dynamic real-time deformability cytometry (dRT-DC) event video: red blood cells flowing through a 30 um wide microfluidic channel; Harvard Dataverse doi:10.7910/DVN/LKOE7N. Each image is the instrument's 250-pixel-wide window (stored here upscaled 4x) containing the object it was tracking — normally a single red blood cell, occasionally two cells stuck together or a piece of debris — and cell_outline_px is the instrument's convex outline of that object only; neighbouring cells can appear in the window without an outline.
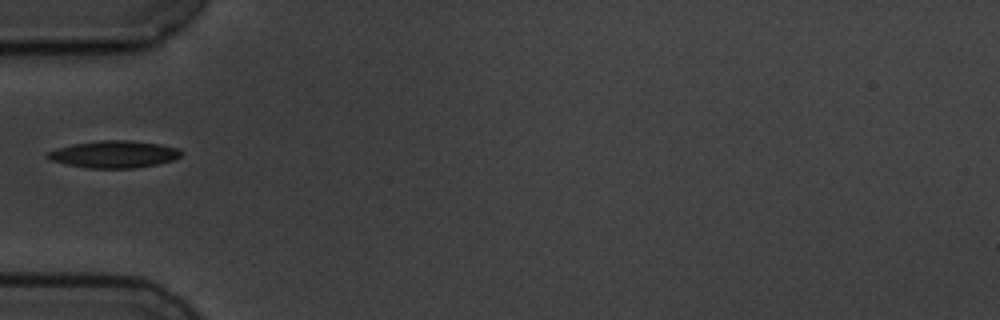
{"species": "common noctule bat (a hibernating species)", "species_latin": "Nyctalus noctula", "temperature_condition": "cold", "stored_images_in_passage": 11, "camera_frame_rate_fps": 3000, "um_per_image_px": 0.085, "animal": {"sex": "male", "body_mass_g": 19.5, "forearm_length_mm": 54.6}, "frame": {"image": 1, "passage_image": 2, "time_ms": 2.0, "image_size_px": [1000, 320], "cell_outline_px": [[184, 152], [180, 156], [172, 160], [156, 164], [132, 168], [88, 168], [48, 160], [44, 156], [48, 152], [72, 144], [100, 140], [128, 140], [160, 144], [180, 148]], "centroid_in_image_um": [9.7, 13.1], "position_along_channel_um": 75.3, "area_um2": 21.04}}
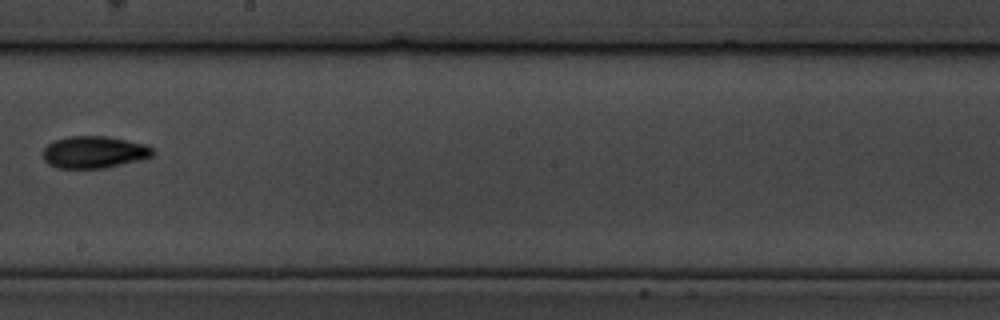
{"frame": {"image": 2, "passage_image": 6, "time_ms": 6.667, "image_size_px": [1000, 320], "cell_outline_px": [[156, 152], [152, 156], [140, 160], [104, 168], [56, 168], [48, 164], [44, 160], [44, 148], [48, 144], [56, 140], [68, 136], [104, 136], [144, 144], [152, 148]], "centroid_in_image_um": [7.99, 12.94], "position_along_channel_um": 240.2, "area_um2": 20.35}}
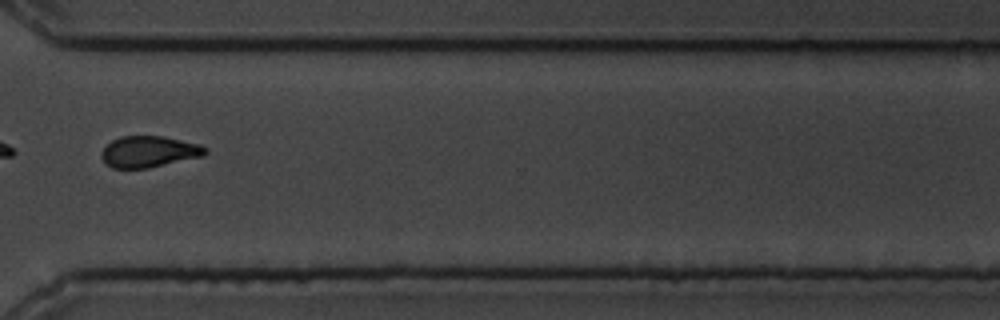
{"frame": {"image": 3, "passage_image": 9, "time_ms": 10.0, "image_size_px": [1000, 320], "cell_outline_px": [[208, 152], [204, 156], [148, 168], [112, 168], [104, 164], [100, 156], [100, 152], [112, 140], [120, 136], [164, 136], [200, 144], [208, 148]], "centroid_in_image_um": [12.66, 12.89], "position_along_channel_um": 357.9, "area_um2": 19.19}, "authors_computed_cell_mechanics": {"area_um2": 19.9988, "velocity_mm_per_s": 3.5409, "shape_relaxation_time_tau1_ms": 3.1692, "shape_relaxation_time_tau2_ms": 7.0123, "deformation_change_tau1": 0.1141, "deformation_change_tau2": 0.1401}}